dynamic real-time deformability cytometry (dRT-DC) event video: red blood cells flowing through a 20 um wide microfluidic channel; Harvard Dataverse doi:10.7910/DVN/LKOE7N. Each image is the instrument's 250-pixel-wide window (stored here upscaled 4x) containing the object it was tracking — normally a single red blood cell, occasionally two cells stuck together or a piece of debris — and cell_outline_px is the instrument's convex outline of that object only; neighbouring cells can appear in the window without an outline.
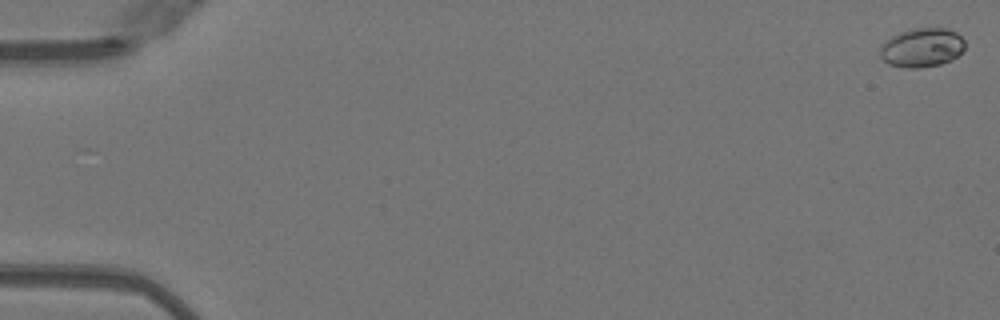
{"species": "Egyptian fruit bat (a non-hibernating species)", "species_latin": "Rousettus aegyptiacus", "temperature_condition": "warm", "stored_images_in_passage": 52, "camera_frame_rate_fps": 3000, "um_per_image_px": 0.085, "animal": {"sex": "female"}, "frame": {"image": 1, "passage_image": 1, "time_ms": 0.0, "image_size_px": [1000, 320], "cell_outline_px": [[964, 48], [952, 60], [940, 64], [920, 68], [904, 68], [888, 64], [880, 56], [880, 48], [884, 40], [900, 32], [912, 28], [948, 28], [956, 32], [964, 40]], "centroid_in_image_um": [78.34, 4.04], "position_along_channel_um": 6.7, "area_um2": 19.42}}
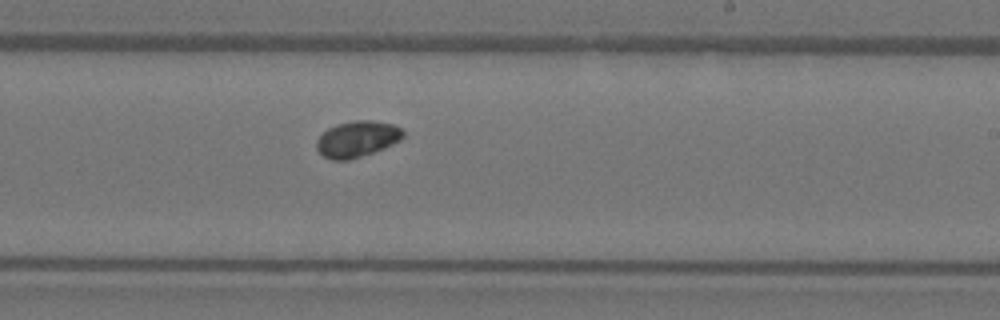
{"frame": {"image": 2, "passage_image": 32, "time_ms": 10.333, "image_size_px": [1000, 320], "cell_outline_px": [[404, 136], [400, 140], [384, 148], [348, 160], [332, 160], [324, 156], [316, 148], [316, 140], [328, 128], [340, 124], [356, 120], [372, 120], [392, 124], [400, 128], [404, 132]], "centroid_in_image_um": [30.36, 11.81], "position_along_channel_um": 258.6, "area_um2": 17.92}}
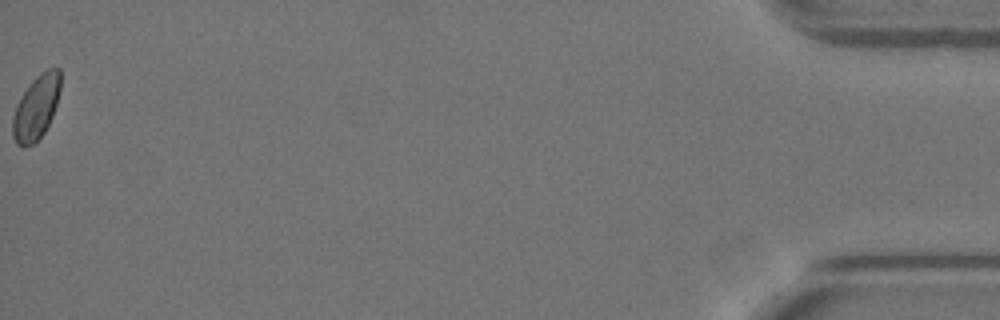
{"frame": {"image": 3, "passage_image": 52, "time_ms": 17.0, "image_size_px": [1000, 320], "cell_outline_px": [[60, 92], [52, 116], [44, 132], [32, 144], [24, 148], [16, 144], [12, 136], [12, 116], [16, 104], [32, 80], [36, 76], [48, 68], [60, 68]], "centroid_in_image_um": [3.06, 9.14], "position_along_channel_um": 432.1, "area_um2": 17.86}, "authors_computed_cell_mechanics": {"area_um2": 17.9469, "velocity_mm_per_s": 4.0347, "shape_relaxation_time_tau1_ms": 2.9885, "shape_relaxation_time_tau2_ms": null, "deformation_change_tau1": 0.0661, "deformation_change_tau2": null}}